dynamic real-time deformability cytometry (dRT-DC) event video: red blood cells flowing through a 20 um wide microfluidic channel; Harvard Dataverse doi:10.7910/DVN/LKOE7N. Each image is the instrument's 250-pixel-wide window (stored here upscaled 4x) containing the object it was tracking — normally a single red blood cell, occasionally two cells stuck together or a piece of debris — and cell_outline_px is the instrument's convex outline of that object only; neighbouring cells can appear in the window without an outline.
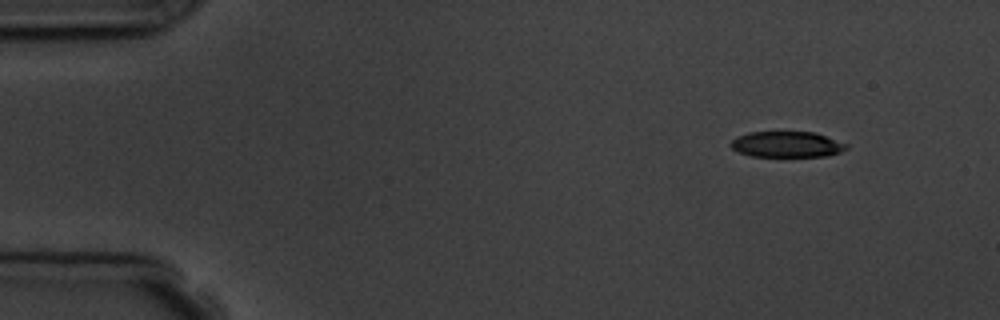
{"species": "common noctule bat (a hibernating species)", "species_latin": "Nyctalus noctula", "temperature_condition": "room temperature", "stored_images_in_passage": 5, "camera_frame_rate_fps": 3000, "um_per_image_px": 0.085, "animal": {"sex": "male", "body_mass_g": 19.5, "forearm_length_mm": 54.6}, "frame": {"image": 1, "passage_image": 2, "time_ms": 1.0, "image_size_px": [1000, 320], "cell_outline_px": [[848, 148], [840, 152], [828, 156], [752, 156], [740, 152], [732, 148], [728, 144], [736, 136], [748, 132], [816, 132], [848, 144]], "centroid_in_image_um": [66.89, 12.26], "position_along_channel_um": 18.1, "area_um2": 17.46}}
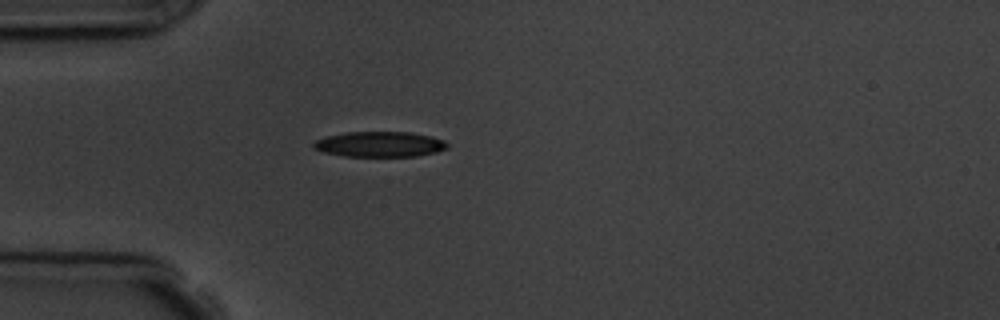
{"frame": {"image": 2, "passage_image": 5, "time_ms": 4.333, "image_size_px": [1000, 320], "cell_outline_px": [[448, 148], [436, 152], [416, 156], [344, 156], [324, 152], [312, 148], [312, 144], [316, 140], [324, 136], [348, 132], [408, 132], [432, 136], [444, 140], [448, 144]], "centroid_in_image_um": [32.26, 12.26], "position_along_channel_um": 52.7, "area_um2": 19.83}}